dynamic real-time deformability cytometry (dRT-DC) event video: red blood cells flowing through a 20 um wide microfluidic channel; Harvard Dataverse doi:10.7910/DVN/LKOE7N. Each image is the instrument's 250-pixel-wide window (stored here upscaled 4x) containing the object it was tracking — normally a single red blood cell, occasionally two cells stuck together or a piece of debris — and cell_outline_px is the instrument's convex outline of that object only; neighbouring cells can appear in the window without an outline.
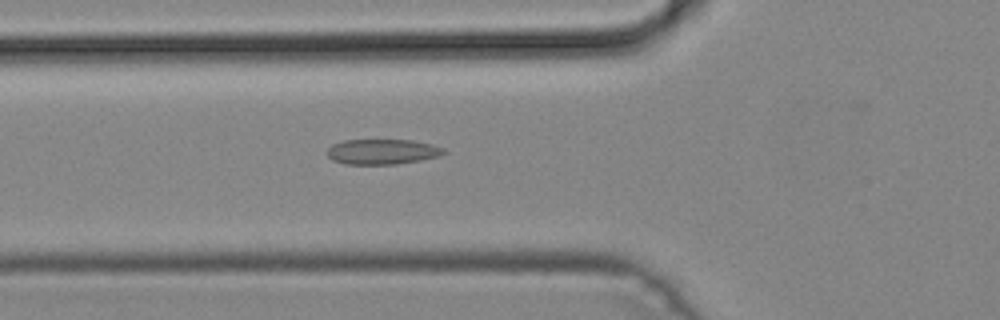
{"species": "common noctule bat (a hibernating species)", "species_latin": "Nyctalus noctula", "temperature_condition": "cold", "stored_images_in_passage": 38, "camera_frame_rate_fps": 3000, "um_per_image_px": 0.085, "animal": {"sex": "male", "body_mass_g": 19.2, "forearm_length_mm": 51.8}, "frame": {"image": 1, "passage_image": 7, "time_ms": 2.0, "image_size_px": [1000, 320], "cell_outline_px": [[448, 152], [440, 156], [420, 160], [396, 164], [344, 164], [332, 160], [324, 152], [332, 144], [344, 140], [412, 140], [432, 144], [444, 148]], "centroid_in_image_um": [32.48, 12.89], "position_along_channel_um": 93.3, "area_um2": 17.34}}
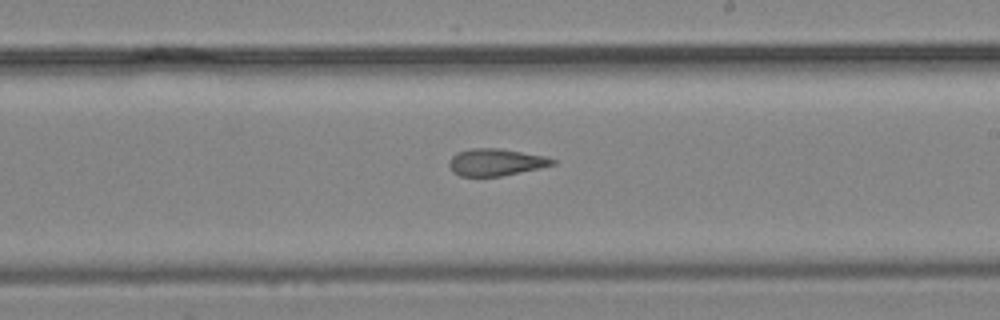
{"frame": {"image": 2, "passage_image": 18, "time_ms": 5.667, "image_size_px": [1000, 320], "cell_outline_px": [[556, 164], [500, 176], [460, 176], [452, 172], [448, 164], [448, 160], [456, 152], [472, 148], [500, 148], [544, 156], [556, 160]], "centroid_in_image_um": [42.08, 13.78], "position_along_channel_um": 246.9, "area_um2": 16.24}}
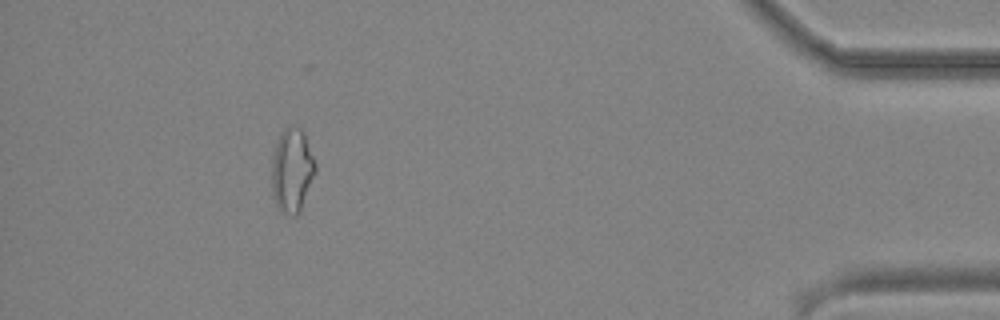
{"frame": {"image": 3, "passage_image": 34, "time_ms": 11.0, "image_size_px": [1000, 320], "cell_outline_px": [[316, 172], [300, 208], [296, 216], [288, 216], [276, 208], [272, 188], [272, 156], [280, 132], [288, 124], [292, 124], [300, 128], [304, 132], [316, 164]], "centroid_in_image_um": [24.81, 14.44], "position_along_channel_um": 410.4, "area_um2": 21.5}}